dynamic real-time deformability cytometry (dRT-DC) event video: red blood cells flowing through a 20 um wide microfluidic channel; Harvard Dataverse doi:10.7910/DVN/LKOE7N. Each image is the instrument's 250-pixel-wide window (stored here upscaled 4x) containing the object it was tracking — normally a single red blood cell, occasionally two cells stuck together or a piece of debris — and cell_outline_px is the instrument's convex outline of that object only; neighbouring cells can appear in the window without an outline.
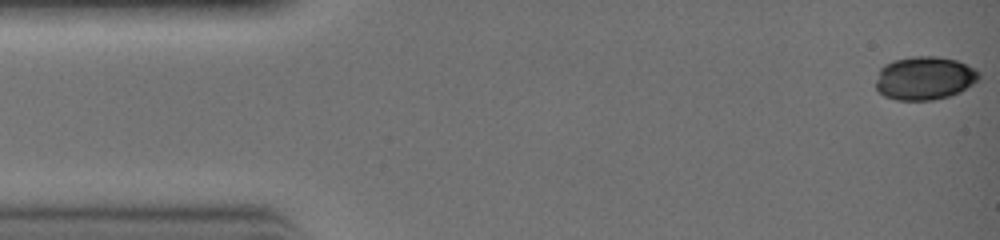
{"species": "common noctule bat (a hibernating species)", "species_latin": "Nyctalus noctula", "temperature_condition": "warm", "stored_images_in_passage": 9, "camera_frame_rate_fps": 3000, "um_per_image_px": 0.085, "animal": {"sex": "female", "body_mass_g": 19.0, "forearm_length_mm": 51.5}, "frame": {"image": 1, "passage_image": 1, "time_ms": 0.0, "image_size_px": [1000, 240], "cell_outline_px": [[980, 80], [960, 92], [948, 96], [932, 100], [896, 100], [884, 96], [876, 88], [876, 80], [880, 68], [884, 64], [896, 60], [916, 56], [932, 56], [956, 60], [980, 72]], "centroid_in_image_um": [78.59, 6.65], "position_along_channel_um": 6.4, "area_um2": 25.95}}
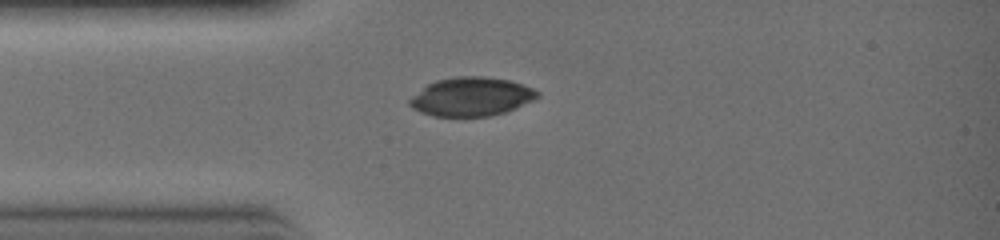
{"frame": {"image": 2, "passage_image": 8, "time_ms": 2.333, "image_size_px": [1000, 240], "cell_outline_px": [[540, 96], [516, 108], [504, 112], [488, 116], [432, 116], [420, 112], [412, 108], [408, 104], [408, 100], [412, 96], [428, 84], [436, 80], [456, 76], [484, 76], [512, 80], [532, 88], [540, 92]], "centroid_in_image_um": [40.06, 8.21], "position_along_channel_um": 44.9, "area_um2": 28.9}}